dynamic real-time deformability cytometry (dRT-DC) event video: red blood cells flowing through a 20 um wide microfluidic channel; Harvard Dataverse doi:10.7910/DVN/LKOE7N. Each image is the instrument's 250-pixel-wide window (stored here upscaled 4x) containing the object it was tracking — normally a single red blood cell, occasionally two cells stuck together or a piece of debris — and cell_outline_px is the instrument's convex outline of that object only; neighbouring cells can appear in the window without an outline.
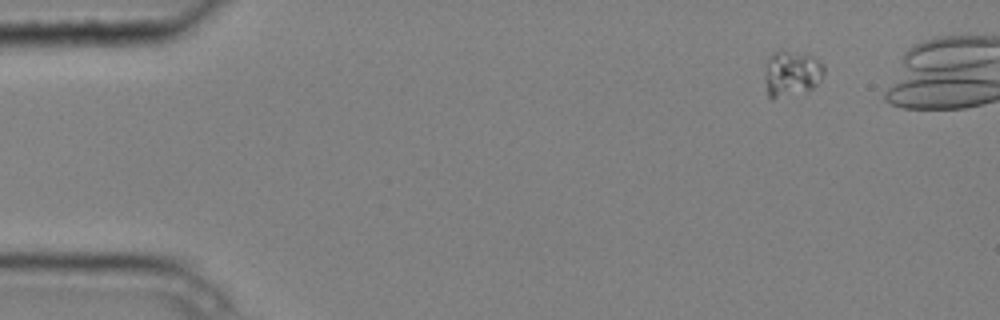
{"species": "common noctule bat (a hibernating species)", "species_latin": "Nyctalus noctula", "temperature_condition": "cold", "stored_images_in_passage": 6, "camera_frame_rate_fps": 3000, "um_per_image_px": 0.085, "animal": {"sex": "male", "body_mass_g": 20.4}, "frame": {"image": 1, "passage_image": 6, "time_ms": 1.667, "image_size_px": [1000, 320], "cell_outline_px": [[824, 72], [820, 80], [812, 88], [772, 100], [768, 96], [764, 80], [764, 64], [772, 52], [780, 48], [812, 56], [824, 64]], "centroid_in_image_um": [67.22, 6.21], "position_along_channel_um": 17.8, "area_um2": 16.13}}